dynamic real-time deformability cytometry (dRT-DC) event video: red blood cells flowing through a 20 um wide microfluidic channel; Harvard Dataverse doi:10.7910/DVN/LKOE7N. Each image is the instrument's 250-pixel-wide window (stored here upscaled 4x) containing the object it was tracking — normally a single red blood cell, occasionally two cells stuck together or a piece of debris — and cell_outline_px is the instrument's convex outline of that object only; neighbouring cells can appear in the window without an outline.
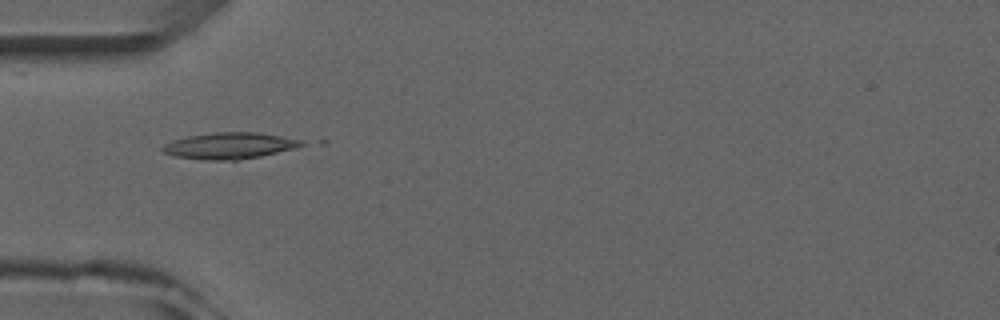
{"species": "common noctule bat (a hibernating species)", "species_latin": "Nyctalus noctula", "temperature_condition": "room temperature", "stored_images_in_passage": 5, "camera_frame_rate_fps": 3000, "um_per_image_px": 0.085, "animal": {"sex": "male", "forearm_length_mm": 52.5}, "frame": {"image": 1, "passage_image": 4, "time_ms": 3.667, "image_size_px": [1000, 320], "cell_outline_px": [[304, 144], [296, 148], [260, 156], [236, 160], [204, 160], [172, 156], [164, 152], [160, 148], [164, 144], [172, 140], [188, 136], [212, 132], [256, 132], [280, 136], [300, 140]], "centroid_in_image_um": [19.44, 12.39], "position_along_channel_um": 65.6, "area_um2": 21.27}}